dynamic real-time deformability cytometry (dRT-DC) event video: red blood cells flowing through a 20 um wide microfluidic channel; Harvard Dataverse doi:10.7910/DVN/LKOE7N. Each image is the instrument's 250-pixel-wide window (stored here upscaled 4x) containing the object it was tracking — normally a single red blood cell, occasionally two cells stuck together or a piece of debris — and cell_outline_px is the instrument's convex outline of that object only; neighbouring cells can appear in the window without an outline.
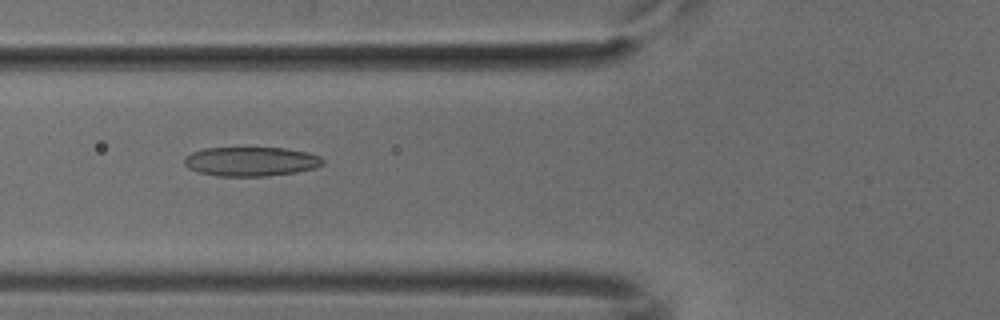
{"species": "common noctule bat (a hibernating species)", "species_latin": "Nyctalus noctula", "temperature_condition": "cold", "stored_images_in_passage": 39, "camera_frame_rate_fps": 3000, "um_per_image_px": 0.085, "animal": {"sex": "male", "body_mass_g": 18.8}, "frame": {"image": 1, "passage_image": 7, "time_ms": 2.0, "image_size_px": [1000, 320], "cell_outline_px": [[324, 164], [316, 168], [296, 172], [268, 176], [216, 176], [196, 172], [188, 168], [184, 164], [184, 160], [192, 152], [204, 148], [284, 148], [308, 152], [320, 156], [324, 160]], "centroid_in_image_um": [21.35, 13.73], "position_along_channel_um": 104.5, "area_um2": 23.76}}
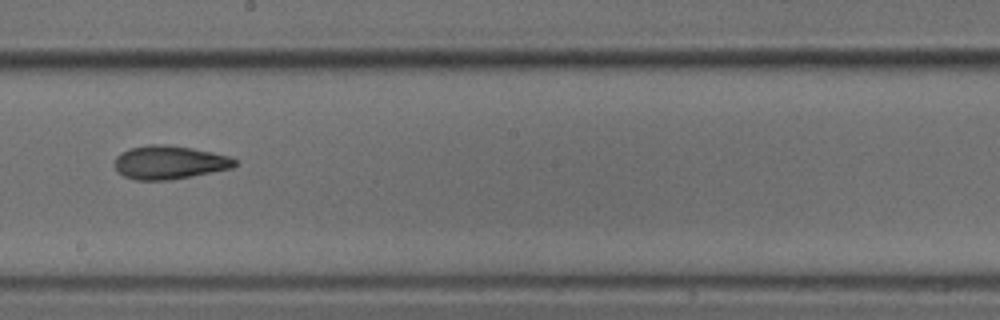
{"frame": {"image": 2, "passage_image": 17, "time_ms": 5.333, "image_size_px": [1000, 320], "cell_outline_px": [[236, 164], [232, 168], [192, 176], [168, 180], [136, 180], [124, 176], [116, 168], [116, 156], [120, 152], [128, 148], [148, 144], [160, 144], [192, 148], [212, 152], [228, 156], [236, 160]], "centroid_in_image_um": [14.38, 13.8], "position_along_channel_um": 233.8, "area_um2": 23.29}}
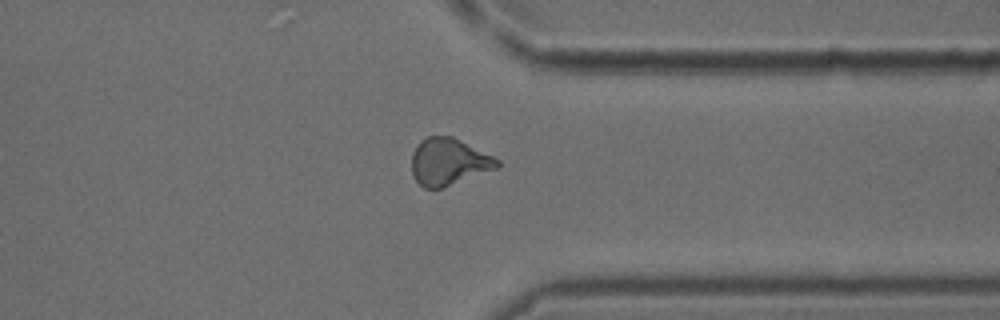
{"frame": {"image": 3, "passage_image": 28, "time_ms": 9.0, "image_size_px": [1000, 320], "cell_outline_px": [[500, 164], [496, 168], [440, 188], [424, 188], [412, 176], [412, 152], [420, 140], [428, 136], [452, 136], [500, 160]], "centroid_in_image_um": [38.09, 13.73], "position_along_channel_um": 373.3, "area_um2": 23.0}}